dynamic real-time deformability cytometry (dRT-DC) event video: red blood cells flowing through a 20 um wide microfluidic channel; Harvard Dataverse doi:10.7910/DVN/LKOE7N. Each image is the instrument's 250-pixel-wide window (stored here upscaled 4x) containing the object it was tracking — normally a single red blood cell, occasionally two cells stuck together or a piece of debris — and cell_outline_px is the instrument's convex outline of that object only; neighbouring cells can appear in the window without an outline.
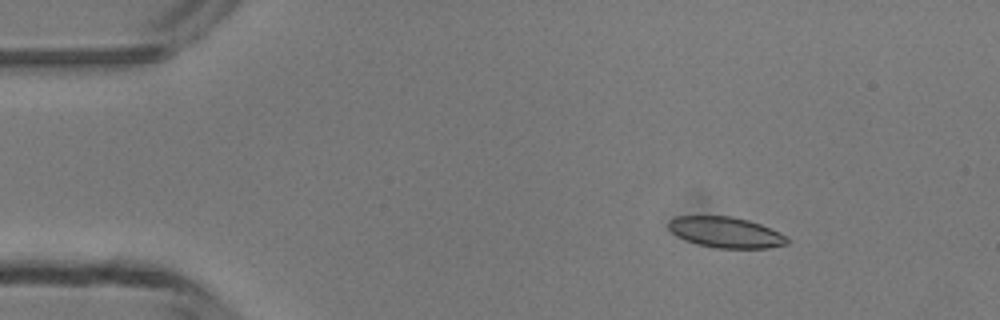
{"species": "common noctule bat (a hibernating species)", "species_latin": "Nyctalus noctula", "temperature_condition": "room temperature", "stored_images_in_passage": 3, "camera_frame_rate_fps": 3000, "um_per_image_px": 0.085, "animal": {"sex": "male", "body_mass_g": 13.3}, "frame": {"image": 1, "passage_image": 1, "time_ms": 0.0, "image_size_px": [1000, 320], "cell_outline_px": [[788, 244], [768, 248], [716, 248], [684, 240], [676, 236], [668, 228], [668, 220], [676, 216], [732, 216], [748, 220], [760, 224], [780, 232], [788, 236]], "centroid_in_image_um": [61.69, 19.74], "position_along_channel_um": 23.3, "area_um2": 21.39}}
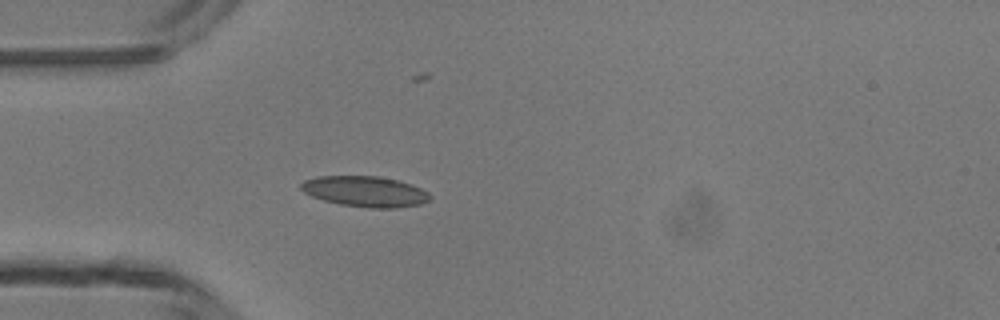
{"frame": {"image": 2, "passage_image": 3, "time_ms": 2.333, "image_size_px": [1000, 320], "cell_outline_px": [[432, 196], [428, 200], [420, 204], [396, 208], [368, 208], [340, 204], [324, 200], [312, 196], [304, 192], [300, 188], [300, 184], [304, 180], [316, 176], [380, 176], [396, 180], [420, 188], [428, 192]], "centroid_in_image_um": [31.01, 16.27], "position_along_channel_um": 54.0, "area_um2": 22.95}}